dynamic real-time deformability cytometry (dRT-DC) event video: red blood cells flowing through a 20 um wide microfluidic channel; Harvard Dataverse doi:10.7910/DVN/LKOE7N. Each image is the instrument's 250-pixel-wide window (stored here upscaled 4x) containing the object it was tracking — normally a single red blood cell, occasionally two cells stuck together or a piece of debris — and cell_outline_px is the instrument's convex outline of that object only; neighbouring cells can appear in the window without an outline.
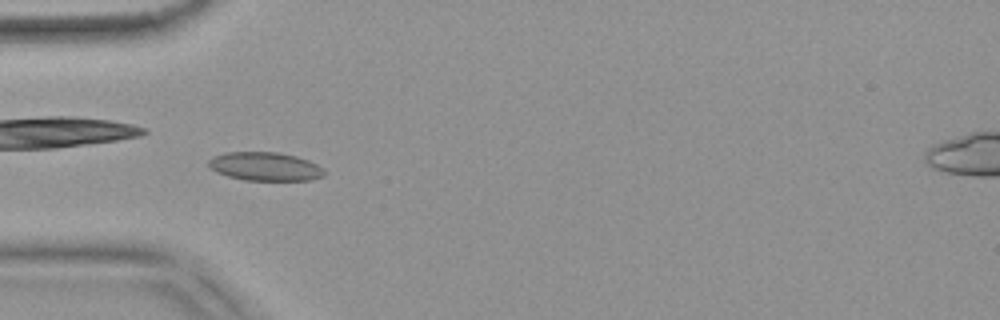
{"species": "common noctule bat (a hibernating species)", "species_latin": "Nyctalus noctula", "temperature_condition": "warm", "stored_images_in_passage": 53, "camera_frame_rate_fps": 3000, "um_per_image_px": 0.085, "animal": {"sex": "female", "body_mass_g": 18.4}, "frame": {"image": 1, "passage_image": 16, "time_ms": 5.0, "image_size_px": [1000, 320], "cell_outline_px": [[324, 176], [312, 180], [244, 180], [228, 176], [216, 172], [208, 168], [208, 160], [212, 156], [224, 152], [280, 152], [296, 156], [308, 160], [324, 168]], "centroid_in_image_um": [22.5, 14.14], "position_along_channel_um": 62.5, "area_um2": 19.48}, "authors_computed_cell_mechanics": {"area_um2": 18.3804, "velocity_mm_per_s": 3.7459, "shape_relaxation_time_tau1_ms": 11.1916, "shape_relaxation_time_tau2_ms": 3.5613, "deformation_change_tau1": 0.113, "deformation_change_tau2": 0.0788}}